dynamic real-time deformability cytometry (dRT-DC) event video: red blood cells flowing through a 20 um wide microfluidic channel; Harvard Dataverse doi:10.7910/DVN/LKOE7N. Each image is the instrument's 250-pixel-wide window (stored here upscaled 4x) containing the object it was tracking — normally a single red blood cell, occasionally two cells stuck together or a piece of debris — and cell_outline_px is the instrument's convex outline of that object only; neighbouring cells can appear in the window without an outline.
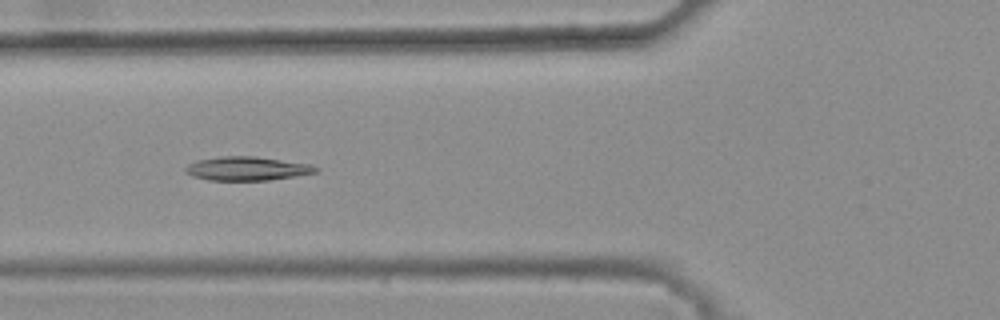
{"species": "common noctule bat (a hibernating species)", "species_latin": "Nyctalus noctula", "temperature_condition": "warm", "stored_images_in_passage": 5, "camera_frame_rate_fps": 3000, "um_per_image_px": 0.085, "animal": {"sex": "female", "body_mass_g": 25.1}, "frame": {"image": 1, "passage_image": 4, "time_ms": 1.0, "image_size_px": [1000, 320], "cell_outline_px": [[320, 172], [268, 180], [208, 180], [192, 176], [184, 172], [184, 168], [188, 164], [196, 160], [220, 156], [256, 156], [312, 164], [320, 168]], "centroid_in_image_um": [21.01, 14.32], "position_along_channel_um": 104.8, "area_um2": 18.32}}
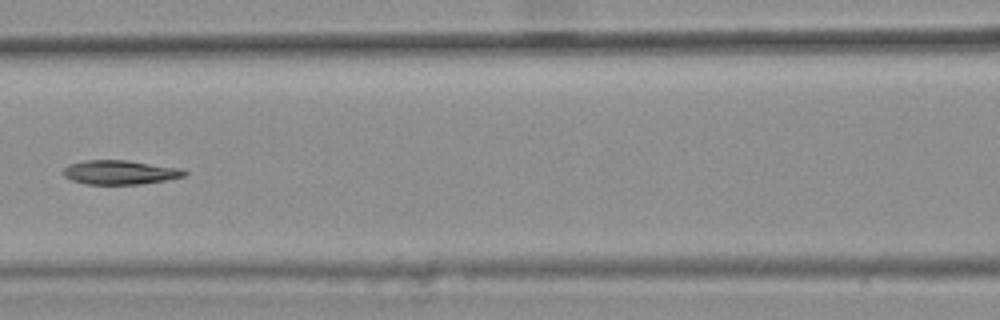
{"frame": {"image": 2, "passage_image": 5, "time_ms": 1.333, "image_size_px": [1000, 320], "cell_outline_px": [[188, 172], [184, 176], [168, 180], [140, 184], [84, 184], [72, 180], [64, 176], [64, 168], [68, 164], [84, 160], [124, 160], [180, 168]], "centroid_in_image_um": [10.18, 14.65], "position_along_channel_um": 156.4, "area_um2": 16.99}}